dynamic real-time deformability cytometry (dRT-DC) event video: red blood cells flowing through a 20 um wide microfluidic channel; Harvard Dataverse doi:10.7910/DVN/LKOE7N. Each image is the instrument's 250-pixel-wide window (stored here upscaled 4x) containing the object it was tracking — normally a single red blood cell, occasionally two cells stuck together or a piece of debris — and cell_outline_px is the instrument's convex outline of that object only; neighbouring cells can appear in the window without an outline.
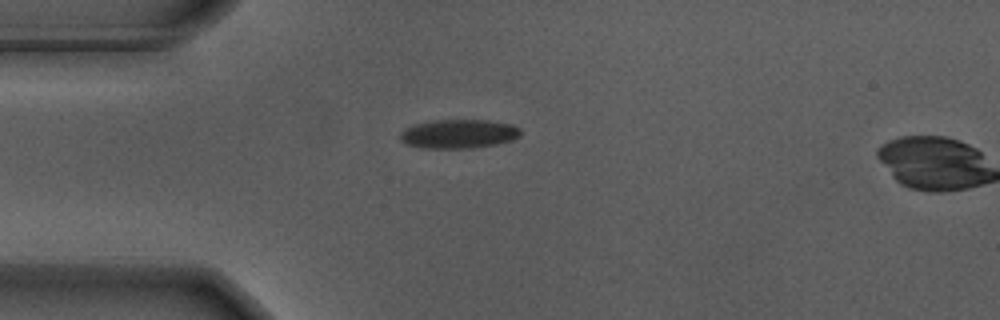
{"species": "Egyptian fruit bat (a non-hibernating species)", "species_latin": "Rousettus aegyptiacus", "temperature_condition": "warm", "stored_images_in_passage": 2, "camera_frame_rate_fps": 3000, "um_per_image_px": 0.085, "animal": {"sex": "male"}, "frame": {"image": 1, "passage_image": 1, "time_ms": 0.0, "image_size_px": [1000, 320], "cell_outline_px": [[520, 136], [512, 140], [496, 144], [472, 148], [420, 148], [408, 144], [400, 140], [400, 132], [416, 124], [432, 120], [488, 120], [512, 124], [520, 128]], "centroid_in_image_um": [39.01, 11.38], "position_along_channel_um": 46.0, "area_um2": 20.29}}